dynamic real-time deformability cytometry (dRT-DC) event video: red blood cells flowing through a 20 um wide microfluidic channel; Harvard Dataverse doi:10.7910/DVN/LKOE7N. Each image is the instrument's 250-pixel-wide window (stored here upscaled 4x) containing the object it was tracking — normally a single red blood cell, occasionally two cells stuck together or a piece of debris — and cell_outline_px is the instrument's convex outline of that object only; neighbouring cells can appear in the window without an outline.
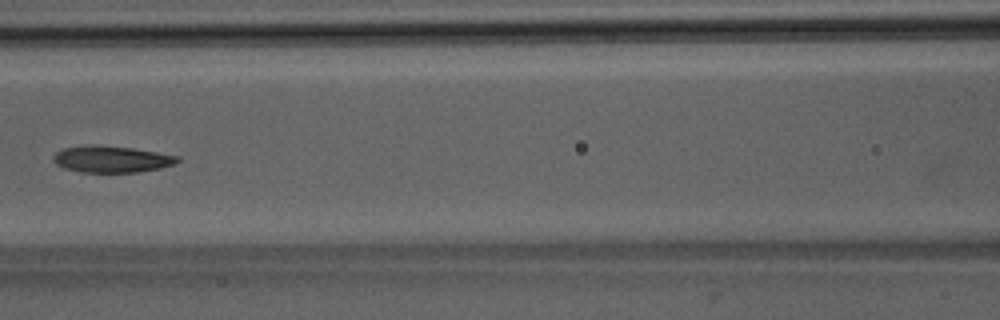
{"species": "Egyptian fruit bat (a non-hibernating species)", "species_latin": "Rousettus aegyptiacus", "temperature_condition": "room temperature", "stored_images_in_passage": 7, "camera_frame_rate_fps": 3000, "um_per_image_px": 0.085, "animal": {"sex": "male"}, "frame": {"image": 1, "passage_image": 7, "time_ms": 7.0, "image_size_px": [1000, 320], "cell_outline_px": [[180, 160], [176, 164], [160, 168], [136, 172], [80, 172], [64, 168], [56, 164], [52, 160], [52, 156], [56, 152], [64, 148], [88, 144], [132, 148], [156, 152], [176, 156]], "centroid_in_image_um": [9.44, 13.53], "position_along_channel_um": 157.2, "area_um2": 19.19}}